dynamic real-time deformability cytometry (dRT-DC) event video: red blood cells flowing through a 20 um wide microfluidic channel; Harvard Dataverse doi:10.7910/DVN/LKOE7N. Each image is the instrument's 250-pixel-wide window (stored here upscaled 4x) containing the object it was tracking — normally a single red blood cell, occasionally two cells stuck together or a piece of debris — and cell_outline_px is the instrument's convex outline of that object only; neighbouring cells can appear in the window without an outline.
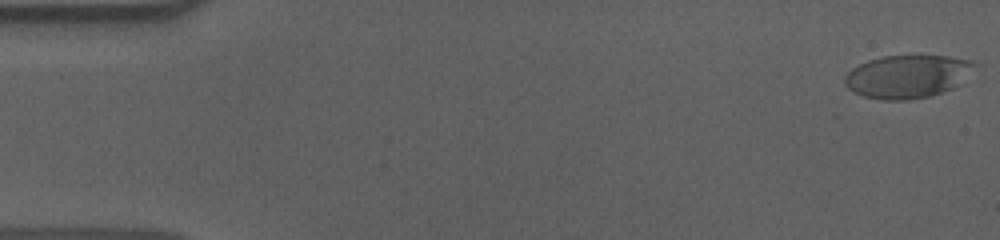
{"species": "human", "species_latin": "Homo sapiens", "temperature_condition": "cold", "stored_images_in_passage": 56, "camera_frame_rate_fps": 3000, "um_per_image_px": 0.085, "donor": {"sex": "male"}, "frame": {"image": 1, "passage_image": 1, "time_ms": 0.0, "image_size_px": [1000, 240], "cell_outline_px": [[984, 64], [960, 84], [952, 88], [928, 96], [908, 100], [884, 100], [864, 96], [848, 88], [844, 84], [844, 76], [852, 68], [868, 60], [884, 56], [948, 56], [972, 60]], "centroid_in_image_um": [77.23, 6.48], "position_along_channel_um": 7.8, "area_um2": 32.95}}
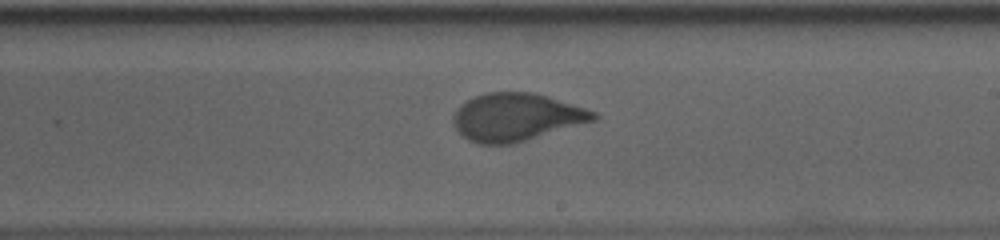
{"frame": {"image": 2, "passage_image": 33, "time_ms": 10.667, "image_size_px": [1000, 240], "cell_outline_px": [[600, 116], [596, 120], [512, 144], [476, 144], [468, 140], [452, 124], [452, 116], [460, 104], [476, 96], [488, 92], [532, 92], [548, 96], [596, 112]], "centroid_in_image_um": [43.86, 9.96], "position_along_channel_um": 245.1, "area_um2": 38.9}}
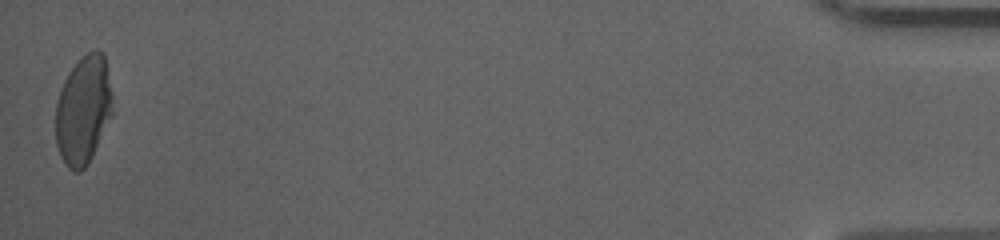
{"frame": {"image": 3, "passage_image": 56, "time_ms": 18.333, "image_size_px": [1000, 240], "cell_outline_px": [[112, 116], [88, 164], [80, 172], [72, 172], [68, 168], [60, 156], [56, 144], [56, 100], [64, 80], [68, 72], [88, 52], [96, 48], [104, 52], [112, 92]], "centroid_in_image_um": [7.09, 9.36], "position_along_channel_um": 428.1, "area_um2": 36.24}, "authors_computed_cell_mechanics": {"area_um2": 37.8301, "velocity_mm_per_s": 3.6203, "shape_relaxation_time_tau1_ms": 5.9275, "shape_relaxation_time_tau2_ms": null, "deformation_change_tau1": 0.1902, "deformation_change_tau2": null}}